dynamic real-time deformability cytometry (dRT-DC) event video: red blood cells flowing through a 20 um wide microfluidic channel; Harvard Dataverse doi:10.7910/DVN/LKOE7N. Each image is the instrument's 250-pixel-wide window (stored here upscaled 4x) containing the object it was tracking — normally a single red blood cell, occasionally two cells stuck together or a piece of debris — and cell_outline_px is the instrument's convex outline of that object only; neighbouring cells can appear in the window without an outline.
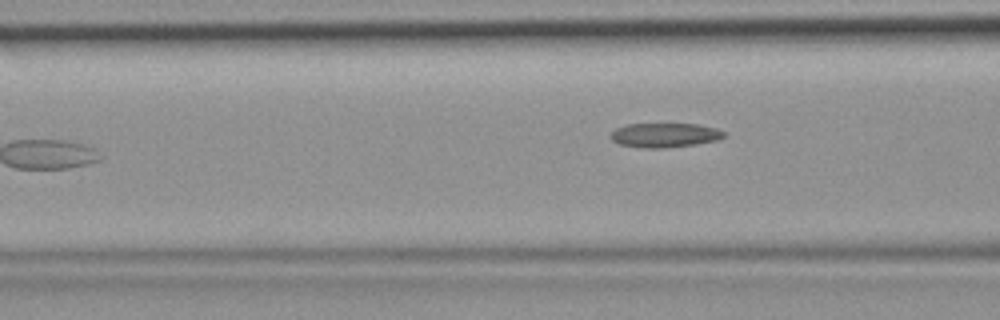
{"species": "common noctule bat (a hibernating species)", "species_latin": "Nyctalus noctula", "temperature_condition": "room temperature", "stored_images_in_passage": 7, "camera_frame_rate_fps": 3000, "um_per_image_px": 0.085, "animal": {"sex": "female", "body_mass_g": 19.9}, "frame": {"image": 1, "passage_image": 7, "time_ms": 2.0, "image_size_px": [1000, 320], "cell_outline_px": [[724, 136], [716, 140], [696, 144], [664, 148], [644, 148], [620, 144], [612, 140], [608, 136], [616, 128], [628, 124], [700, 124], [716, 128], [724, 132]], "centroid_in_image_um": [56.48, 11.48], "position_along_channel_um": 110.1, "area_um2": 16.01}}